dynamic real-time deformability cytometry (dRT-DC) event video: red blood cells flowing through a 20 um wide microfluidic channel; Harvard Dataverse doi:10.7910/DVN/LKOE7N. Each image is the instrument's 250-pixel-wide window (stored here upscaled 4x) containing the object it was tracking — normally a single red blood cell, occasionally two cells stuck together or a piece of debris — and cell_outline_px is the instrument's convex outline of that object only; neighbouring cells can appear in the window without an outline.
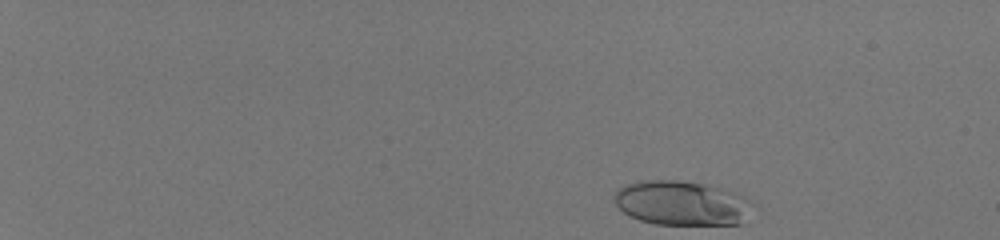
{"species": "human", "species_latin": "Homo sapiens", "temperature_condition": "room temperature", "stored_images_in_passage": 46, "camera_frame_rate_fps": 3000, "um_per_image_px": 0.085, "donor": {"sex": "male"}, "frame": {"image": 1, "passage_image": 1, "time_ms": 0.0, "image_size_px": [1000, 240], "cell_outline_px": [[752, 204], [740, 224], [656, 224], [640, 220], [624, 212], [612, 200], [616, 188], [624, 184], [636, 180], [680, 180], [704, 184], [724, 188], [744, 196], [752, 200]], "centroid_in_image_um": [57.88, 17.23], "position_along_channel_um": 27.1, "area_um2": 36.01}}
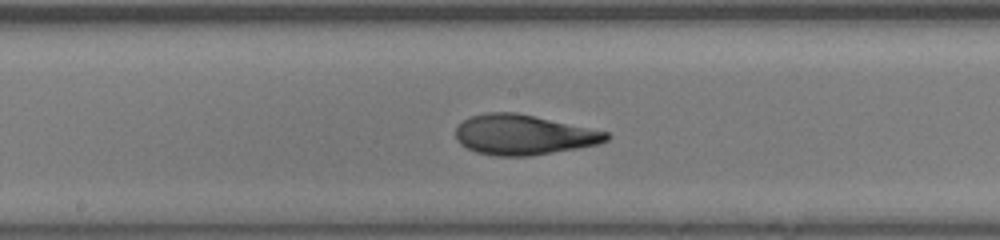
{"frame": {"image": 2, "passage_image": 26, "time_ms": 8.333, "image_size_px": [1000, 240], "cell_outline_px": [[608, 140], [600, 144], [528, 156], [492, 156], [476, 152], [460, 144], [456, 140], [456, 128], [464, 120], [472, 116], [484, 112], [516, 112], [608, 132]], "centroid_in_image_um": [44.46, 11.46], "position_along_channel_um": 203.7, "area_um2": 34.97}}
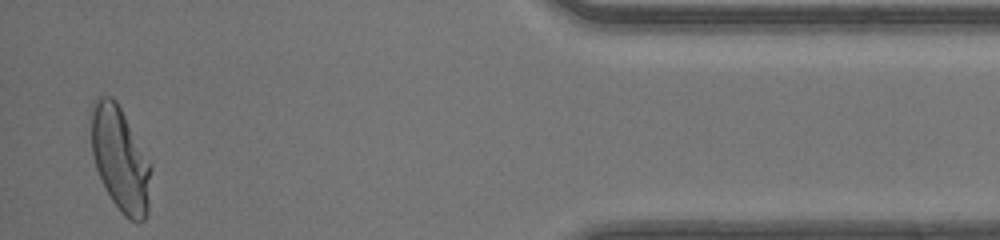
{"frame": {"image": 3, "passage_image": 45, "time_ms": 14.667, "image_size_px": [1000, 240], "cell_outline_px": [[152, 168], [148, 212], [144, 220], [140, 224], [128, 220], [120, 212], [112, 200], [96, 168], [92, 152], [88, 112], [92, 100], [96, 96], [112, 96], [116, 100], [152, 164]], "centroid_in_image_um": [10.2, 13.49], "position_along_channel_um": 425.0, "area_um2": 37.34}, "authors_computed_cell_mechanics": {"area_um2": 34.9401, "velocity_mm_per_s": 4.1964, "shape_relaxation_time_tau1_ms": 3.6835, "shape_relaxation_time_tau2_ms": 0.7953, "deformation_change_tau1": 0.2117, "deformation_change_tau2": 0.0713}}